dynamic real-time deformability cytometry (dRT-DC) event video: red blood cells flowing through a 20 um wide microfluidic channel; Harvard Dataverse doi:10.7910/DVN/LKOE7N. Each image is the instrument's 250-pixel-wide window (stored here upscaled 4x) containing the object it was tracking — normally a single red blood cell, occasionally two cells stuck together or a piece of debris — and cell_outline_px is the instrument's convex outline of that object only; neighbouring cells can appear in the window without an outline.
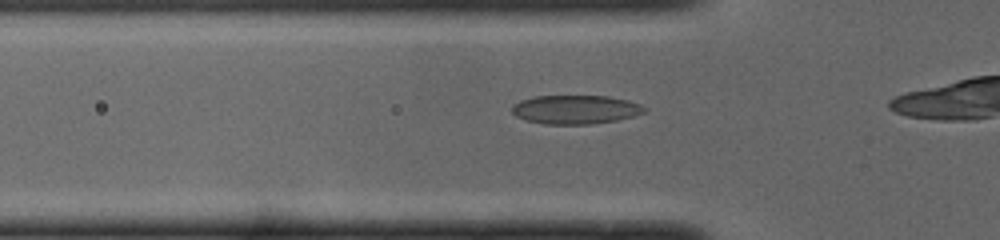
{"species": "common noctule bat (a hibernating species)", "species_latin": "Nyctalus noctula", "temperature_condition": "cold", "stored_images_in_passage": 29, "camera_frame_rate_fps": 3000, "um_per_image_px": 0.085, "animal": {"sex": "male", "body_mass_g": 19.0, "forearm_length_mm": 50.8}, "frame": {"image": 1, "passage_image": 5, "time_ms": 1.333, "image_size_px": [1000, 240], "cell_outline_px": [[648, 108], [644, 112], [632, 116], [616, 120], [588, 124], [544, 124], [524, 120], [516, 116], [512, 112], [512, 104], [520, 100], [536, 96], [608, 96], [628, 100], [640, 104]], "centroid_in_image_um": [48.89, 9.3], "position_along_channel_um": 76.9, "area_um2": 22.25}}
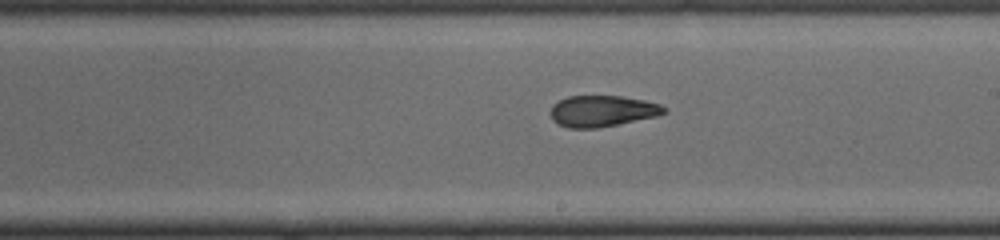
{"frame": {"image": 2, "passage_image": 17, "time_ms": 5.333, "image_size_px": [1000, 240], "cell_outline_px": [[668, 108], [664, 112], [656, 116], [596, 128], [568, 128], [556, 124], [552, 120], [552, 104], [568, 96], [620, 96], [644, 100], [660, 104]], "centroid_in_image_um": [51.17, 9.44], "position_along_channel_um": 237.8, "area_um2": 20.46}}
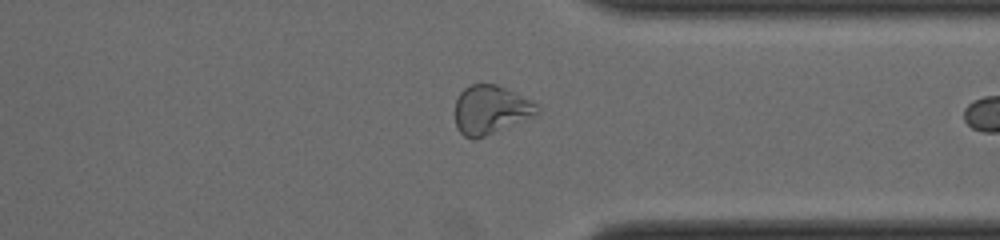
{"frame": {"image": 3, "passage_image": 27, "time_ms": 8.667, "image_size_px": [1000, 240], "cell_outline_px": [[540, 112], [536, 116], [484, 136], [472, 140], [464, 136], [456, 128], [456, 100], [460, 92], [464, 88], [472, 84], [496, 84], [536, 104], [540, 108]], "centroid_in_image_um": [41.69, 9.35], "position_along_channel_um": 369.7, "area_um2": 23.06}}